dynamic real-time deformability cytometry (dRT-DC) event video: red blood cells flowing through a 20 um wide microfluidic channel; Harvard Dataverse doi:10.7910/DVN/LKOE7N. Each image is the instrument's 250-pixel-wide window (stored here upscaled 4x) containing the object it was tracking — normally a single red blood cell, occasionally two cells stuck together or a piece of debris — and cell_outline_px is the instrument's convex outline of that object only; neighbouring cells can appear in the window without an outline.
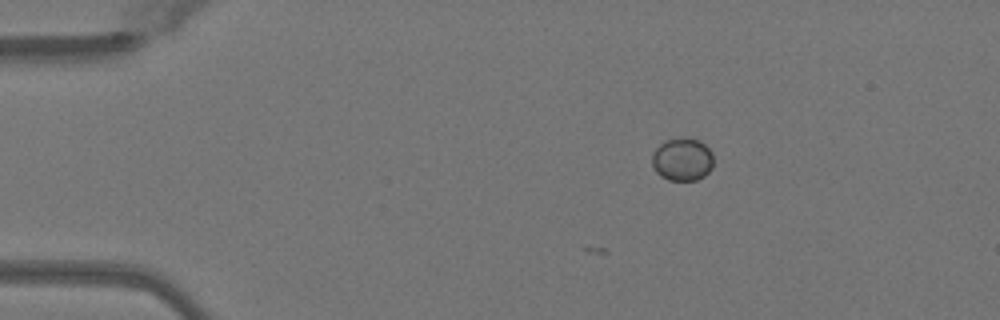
{"species": "Egyptian fruit bat (a non-hibernating species)", "species_latin": "Rousettus aegyptiacus", "temperature_condition": "warm", "stored_images_in_passage": 4, "camera_frame_rate_fps": 3000, "um_per_image_px": 0.085, "animal": {"sex": "female"}, "frame": {"image": 1, "passage_image": 1, "time_ms": 0.0, "image_size_px": [1000, 320], "cell_outline_px": [[712, 168], [704, 176], [696, 180], [668, 180], [660, 176], [656, 172], [652, 164], [652, 152], [664, 140], [680, 136], [684, 136], [700, 140], [712, 152]], "centroid_in_image_um": [57.98, 13.52], "position_along_channel_um": 27.0, "area_um2": 15.66}}